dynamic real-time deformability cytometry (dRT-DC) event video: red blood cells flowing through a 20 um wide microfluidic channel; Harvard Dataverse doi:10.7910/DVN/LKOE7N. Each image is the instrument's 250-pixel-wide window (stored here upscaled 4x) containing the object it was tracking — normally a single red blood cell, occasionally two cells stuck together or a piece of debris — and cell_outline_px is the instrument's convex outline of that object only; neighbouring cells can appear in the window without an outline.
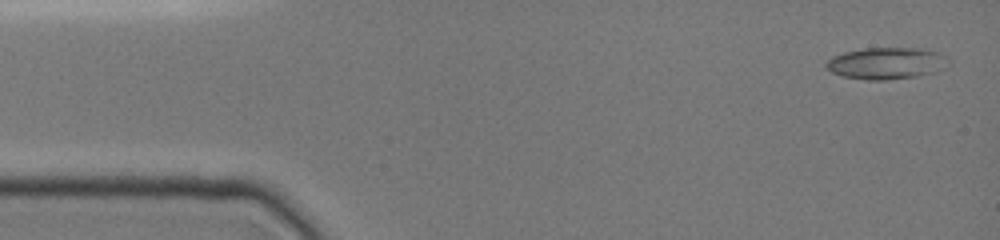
{"species": "common noctule bat (a hibernating species)", "species_latin": "Nyctalus noctula", "temperature_condition": "cold", "stored_images_in_passage": 15, "camera_frame_rate_fps": 3000, "um_per_image_px": 0.085, "animal": {"sex": "female", "body_mass_g": 19.0, "forearm_length_mm": 51.5}, "frame": {"image": 1, "passage_image": 1, "time_ms": 0.0, "image_size_px": [1000, 240], "cell_outline_px": [[952, 64], [936, 72], [916, 76], [888, 80], [868, 80], [844, 76], [832, 72], [824, 64], [832, 56], [844, 52], [864, 48], [920, 48], [936, 52], [948, 56]], "centroid_in_image_um": [75.4, 5.37], "position_along_channel_um": 9.6, "area_um2": 22.77}}
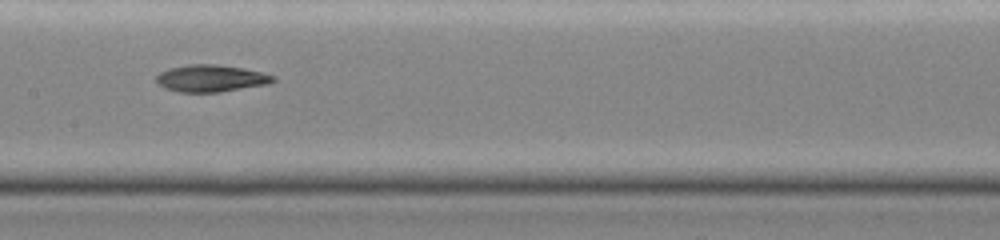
{"frame": {"image": 2, "passage_image": 8, "time_ms": 7.333, "image_size_px": [1000, 240], "cell_outline_px": [[276, 80], [268, 84], [220, 92], [176, 92], [164, 88], [156, 84], [156, 76], [160, 72], [168, 68], [188, 64], [216, 64], [244, 68], [276, 76]], "centroid_in_image_um": [17.9, 6.66], "position_along_channel_um": 189.5, "area_um2": 18.61}}
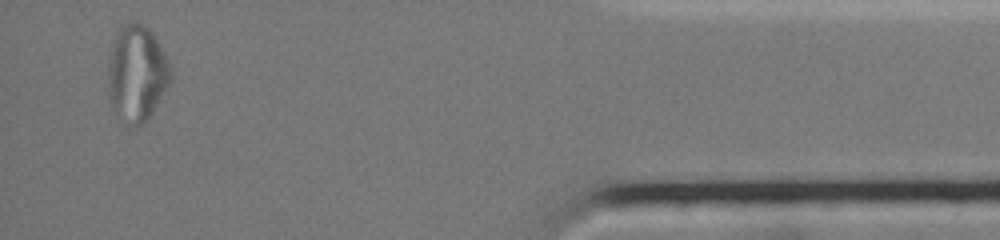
{"frame": {"image": 3, "passage_image": 15, "time_ms": 14.667, "image_size_px": [1000, 240], "cell_outline_px": [[172, 76], [168, 84], [152, 112], [144, 124], [128, 128], [112, 104], [108, 96], [108, 60], [112, 44], [116, 32], [124, 24], [132, 20], [136, 20], [148, 28], [152, 32], [172, 68]], "centroid_in_image_um": [11.61, 6.22], "position_along_channel_um": 423.6, "area_um2": 35.08}, "authors_computed_cell_mechanics": {"area_um2": 19.941, "velocity_mm_per_s": 3.8955, "shape_relaxation_time_tau1_ms": null, "shape_relaxation_time_tau2_ms": 5.8485, "deformation_change_tau1": null, "deformation_change_tau2": 0.1073}}